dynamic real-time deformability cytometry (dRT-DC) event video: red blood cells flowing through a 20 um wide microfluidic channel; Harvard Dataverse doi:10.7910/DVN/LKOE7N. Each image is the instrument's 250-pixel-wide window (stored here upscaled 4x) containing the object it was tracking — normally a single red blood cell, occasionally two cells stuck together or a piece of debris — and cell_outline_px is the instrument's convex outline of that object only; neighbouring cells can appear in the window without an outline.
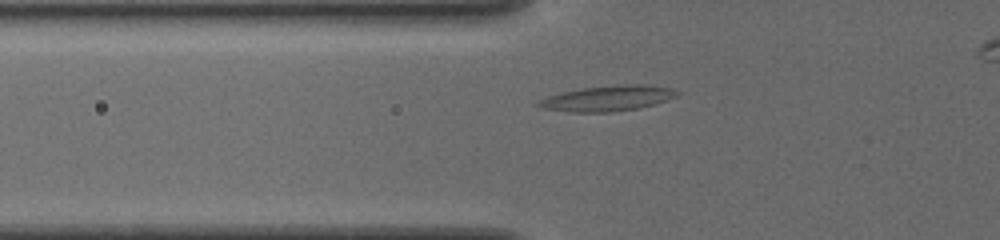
{"species": "common noctule bat (a hibernating species)", "species_latin": "Nyctalus noctula", "temperature_condition": "cold", "stored_images_in_passage": 43, "camera_frame_rate_fps": 3000, "um_per_image_px": 0.085, "animal": {"sex": "female", "body_mass_g": 19.5, "forearm_length_mm": 54.1}, "frame": {"image": 1, "passage_image": 12, "time_ms": 3.667, "image_size_px": [1000, 240], "cell_outline_px": [[680, 96], [656, 104], [636, 108], [612, 112], [572, 112], [544, 108], [532, 104], [548, 96], [560, 92], [580, 88], [616, 84], [652, 84], [672, 88], [680, 92]], "centroid_in_image_um": [51.71, 8.33], "position_along_channel_um": 74.1, "area_um2": 20.98}}
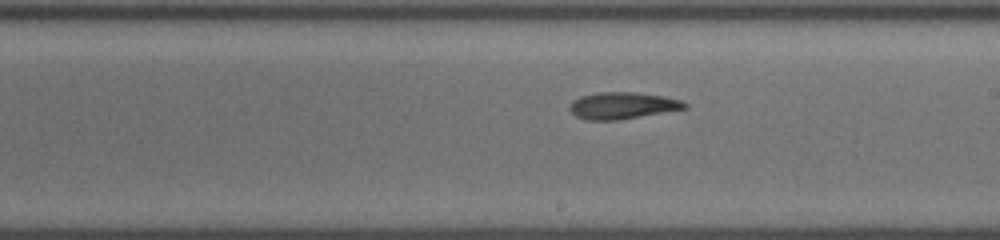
{"frame": {"image": 2, "passage_image": 25, "time_ms": 8.0, "image_size_px": [1000, 240], "cell_outline_px": [[688, 108], [616, 120], [588, 120], [576, 116], [568, 108], [568, 104], [572, 100], [580, 96], [596, 92], [636, 92], [664, 96], [680, 100], [688, 104]], "centroid_in_image_um": [52.87, 8.96], "position_along_channel_um": 236.1, "area_um2": 17.98}}
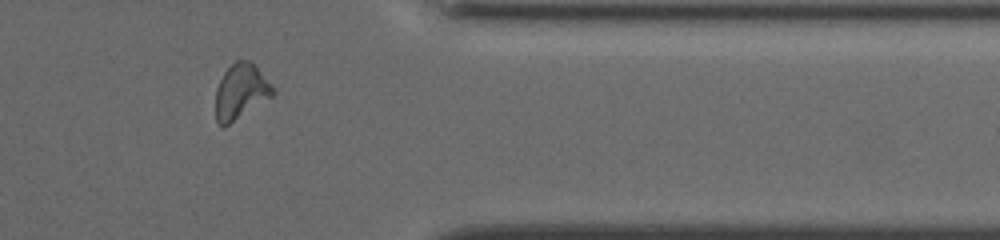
{"frame": {"image": 3, "passage_image": 38, "time_ms": 12.333, "image_size_px": [1000, 240], "cell_outline_px": [[276, 92], [272, 96], [224, 128], [216, 120], [216, 88], [224, 72], [236, 60], [248, 60], [256, 68]], "centroid_in_image_um": [20.43, 7.81], "position_along_channel_um": 391.0, "area_um2": 17.92}}